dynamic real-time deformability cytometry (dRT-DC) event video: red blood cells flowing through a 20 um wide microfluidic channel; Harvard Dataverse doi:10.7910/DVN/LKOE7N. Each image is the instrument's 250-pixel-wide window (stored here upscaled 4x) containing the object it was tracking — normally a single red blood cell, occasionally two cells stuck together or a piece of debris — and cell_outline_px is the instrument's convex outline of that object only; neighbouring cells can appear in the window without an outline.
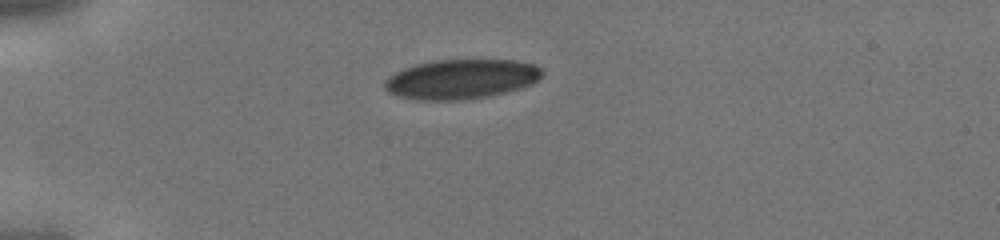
{"species": "human", "species_latin": "Homo sapiens", "temperature_condition": "cold", "stored_images_in_passage": 32, "camera_frame_rate_fps": 3000, "um_per_image_px": 0.085, "donor": {"sex": "male"}, "frame": {"image": 1, "passage_image": 1, "time_ms": 0.0, "image_size_px": [1000, 240], "cell_outline_px": [[544, 72], [540, 80], [532, 84], [508, 92], [488, 96], [460, 100], [416, 100], [396, 96], [388, 92], [384, 88], [384, 80], [388, 76], [404, 68], [416, 64], [432, 60], [516, 60], [532, 64], [540, 68]], "centroid_in_image_um": [39.19, 6.73], "position_along_channel_um": 45.8, "area_um2": 36.7}}
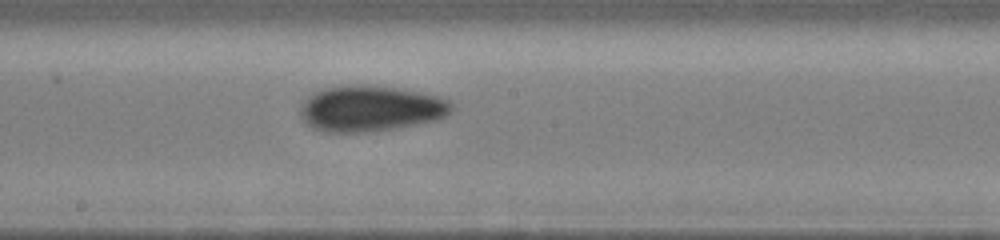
{"frame": {"image": 2, "passage_image": 14, "time_ms": 4.333, "image_size_px": [1000, 240], "cell_outline_px": [[452, 112], [436, 120], [396, 128], [368, 132], [324, 132], [312, 128], [300, 116], [300, 108], [304, 100], [308, 96], [324, 88], [352, 84], [396, 88], [420, 92], [440, 96], [452, 100]], "centroid_in_image_um": [31.51, 9.23], "position_along_channel_um": 216.7, "area_um2": 40.46}}
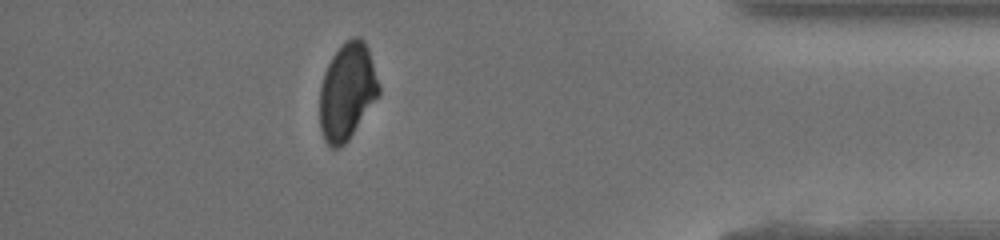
{"frame": {"image": 3, "passage_image": 28, "time_ms": 9.0, "image_size_px": [1000, 240], "cell_outline_px": [[380, 92], [348, 140], [340, 148], [332, 148], [324, 140], [320, 128], [320, 88], [324, 72], [332, 56], [352, 36], [360, 36], [364, 40], [368, 48], [380, 84]], "centroid_in_image_um": [29.5, 7.77], "position_along_channel_um": 405.7, "area_um2": 33.06}}